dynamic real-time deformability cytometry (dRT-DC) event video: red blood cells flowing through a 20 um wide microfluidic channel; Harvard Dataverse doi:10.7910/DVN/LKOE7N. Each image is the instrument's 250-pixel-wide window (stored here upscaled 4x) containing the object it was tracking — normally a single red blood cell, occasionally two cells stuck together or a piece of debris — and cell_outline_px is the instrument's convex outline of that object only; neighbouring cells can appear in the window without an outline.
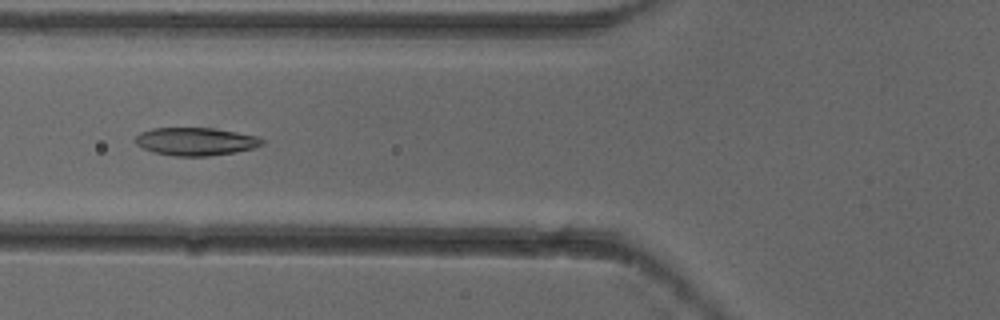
{"species": "common noctule bat (a hibernating species)", "species_latin": "Nyctalus noctula", "temperature_condition": "cold", "stored_images_in_passage": 10, "camera_frame_rate_fps": 3000, "um_per_image_px": 0.085, "animal": {"sex": "female"}, "frame": {"image": 1, "passage_image": 7, "time_ms": 2.0, "image_size_px": [1000, 320], "cell_outline_px": [[264, 144], [256, 148], [236, 152], [208, 156], [176, 156], [152, 152], [136, 144], [136, 136], [140, 132], [152, 128], [212, 128], [236, 132], [256, 136], [264, 140]], "centroid_in_image_um": [16.65, 12.03], "position_along_channel_um": 109.1, "area_um2": 20.63}}
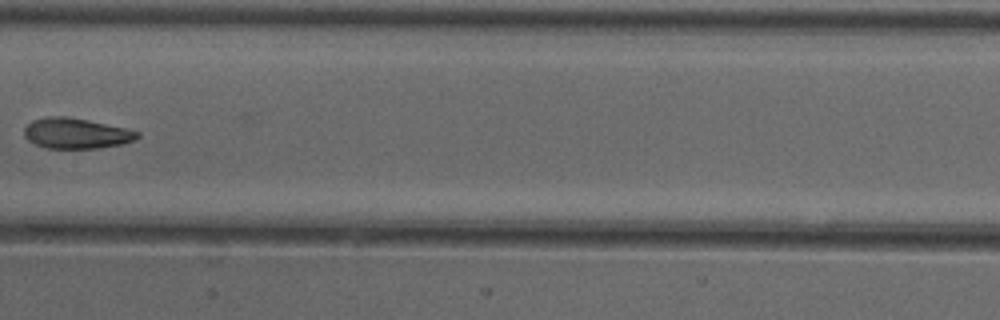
{"frame": {"image": 2, "passage_image": 9, "time_ms": 2.667, "image_size_px": [1000, 320], "cell_outline_px": [[140, 136], [132, 140], [120, 144], [96, 148], [48, 148], [36, 144], [28, 140], [24, 136], [24, 128], [32, 120], [48, 116], [64, 116], [88, 120], [124, 128], [140, 132]], "centroid_in_image_um": [6.43, 11.32], "position_along_channel_um": 201.0, "area_um2": 19.83}}
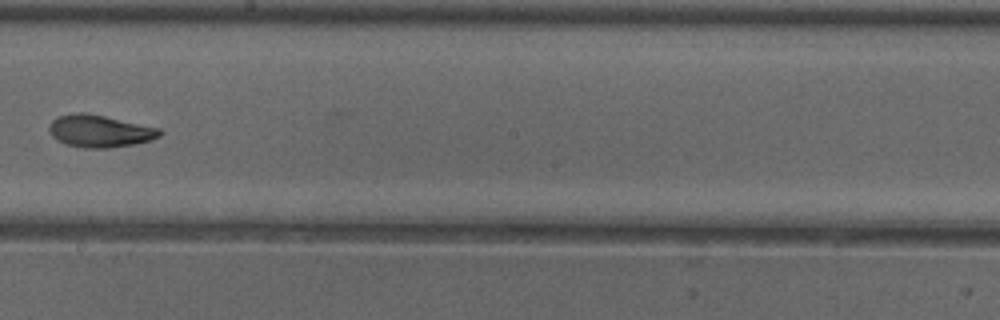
{"frame": {"image": 3, "passage_image": 10, "time_ms": 3.0, "image_size_px": [1000, 320], "cell_outline_px": [[160, 136], [152, 140], [132, 144], [108, 148], [84, 148], [68, 144], [56, 140], [52, 136], [48, 128], [48, 124], [52, 120], [60, 116], [76, 112], [80, 112], [104, 116], [160, 128]], "centroid_in_image_um": [8.45, 11.14], "position_along_channel_um": 239.7, "area_um2": 20.58}}